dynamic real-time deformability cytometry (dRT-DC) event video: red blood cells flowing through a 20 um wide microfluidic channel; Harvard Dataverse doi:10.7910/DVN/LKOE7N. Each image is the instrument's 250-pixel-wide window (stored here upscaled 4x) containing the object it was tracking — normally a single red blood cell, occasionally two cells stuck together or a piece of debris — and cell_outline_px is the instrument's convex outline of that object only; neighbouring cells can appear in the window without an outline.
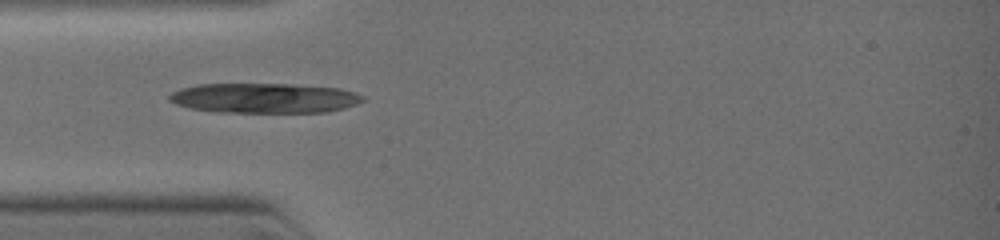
{"species": "common noctule bat (a hibernating species)", "species_latin": "Nyctalus noctula", "temperature_condition": "warm", "stored_images_in_passage": 3, "camera_frame_rate_fps": 3000, "um_per_image_px": 0.085, "animal": {"sex": "female", "body_mass_g": 19.0, "forearm_length_mm": 51.5}, "frame": {"image": 1, "passage_image": 3, "time_ms": 2.333, "image_size_px": [1000, 240], "cell_outline_px": [[368, 100], [344, 108], [324, 112], [220, 112], [192, 108], [176, 104], [168, 100], [168, 96], [172, 92], [180, 88], [200, 84], [292, 84], [340, 88], [356, 92], [364, 96]], "centroid_in_image_um": [22.51, 8.33], "position_along_channel_um": 62.5, "area_um2": 33.81}}